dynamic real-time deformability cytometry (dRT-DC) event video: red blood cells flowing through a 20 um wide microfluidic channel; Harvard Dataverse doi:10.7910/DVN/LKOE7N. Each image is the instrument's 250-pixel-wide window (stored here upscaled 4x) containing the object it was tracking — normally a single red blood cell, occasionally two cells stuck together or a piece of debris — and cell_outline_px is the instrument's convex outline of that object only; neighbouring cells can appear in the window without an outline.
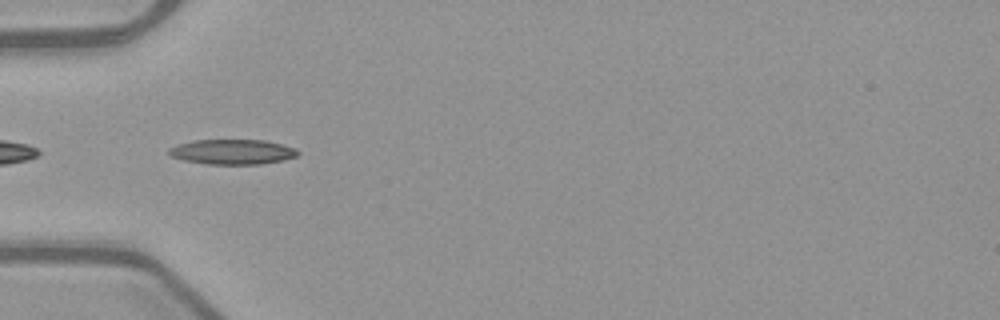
{"species": "common noctule bat (a hibernating species)", "species_latin": "Nyctalus noctula", "temperature_condition": "warm", "stored_images_in_passage": 37, "camera_frame_rate_fps": 3000, "um_per_image_px": 0.085, "animal": {"sex": "female", "body_mass_g": 21.9}, "frame": {"image": 1, "passage_image": 2, "time_ms": 0.333, "image_size_px": [1000, 320], "cell_outline_px": [[300, 152], [296, 156], [284, 160], [260, 164], [208, 164], [184, 160], [172, 156], [168, 152], [168, 148], [176, 144], [192, 140], [264, 140], [296, 148]], "centroid_in_image_um": [19.74, 12.9], "position_along_channel_um": 65.3, "area_um2": 18.79}}
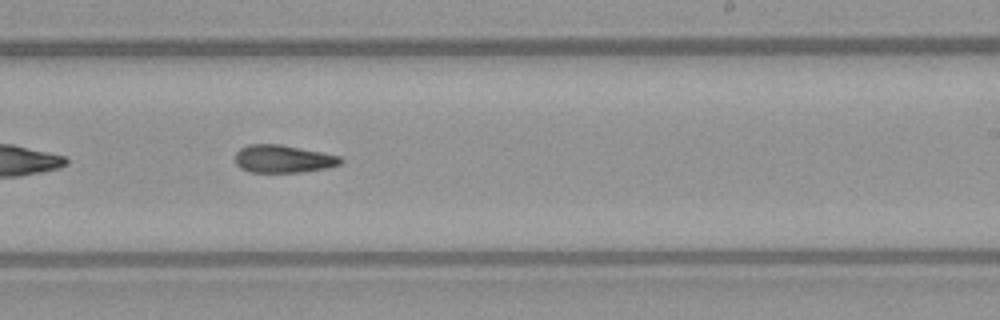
{"frame": {"image": 2, "passage_image": 17, "time_ms": 5.333, "image_size_px": [1000, 320], "cell_outline_px": [[344, 160], [340, 164], [324, 168], [300, 172], [248, 172], [240, 168], [236, 164], [236, 152], [240, 148], [248, 144], [280, 144], [340, 156]], "centroid_in_image_um": [24.03, 13.5], "position_along_channel_um": 265.0, "area_um2": 16.94}}
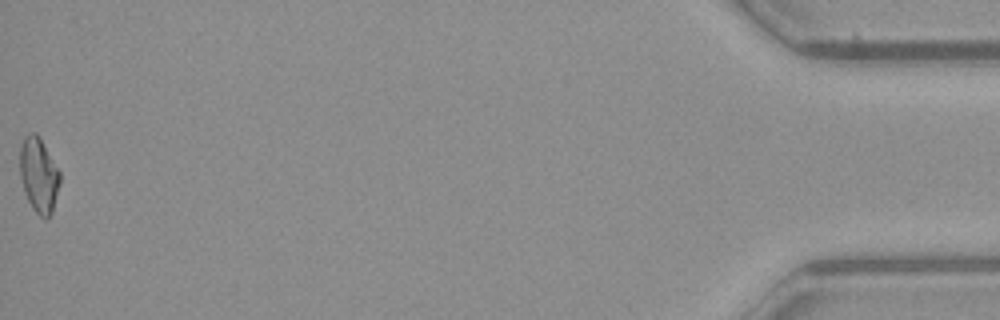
{"frame": {"image": 3, "passage_image": 37, "time_ms": 12.0, "image_size_px": [1000, 320], "cell_outline_px": [[60, 184], [52, 212], [44, 220], [32, 208], [24, 192], [20, 176], [20, 148], [24, 136], [28, 132], [36, 132], [40, 136], [60, 172]], "centroid_in_image_um": [3.29, 14.85], "position_along_channel_um": 431.9, "area_um2": 17.63}, "authors_computed_cell_mechanics": {"area_um2": 17.5134, "velocity_mm_per_s": 4.0005, "shape_relaxation_time_tau1_ms": null, "shape_relaxation_time_tau2_ms": 7.7177, "deformation_change_tau1": null, "deformation_change_tau2": 0.1897}}